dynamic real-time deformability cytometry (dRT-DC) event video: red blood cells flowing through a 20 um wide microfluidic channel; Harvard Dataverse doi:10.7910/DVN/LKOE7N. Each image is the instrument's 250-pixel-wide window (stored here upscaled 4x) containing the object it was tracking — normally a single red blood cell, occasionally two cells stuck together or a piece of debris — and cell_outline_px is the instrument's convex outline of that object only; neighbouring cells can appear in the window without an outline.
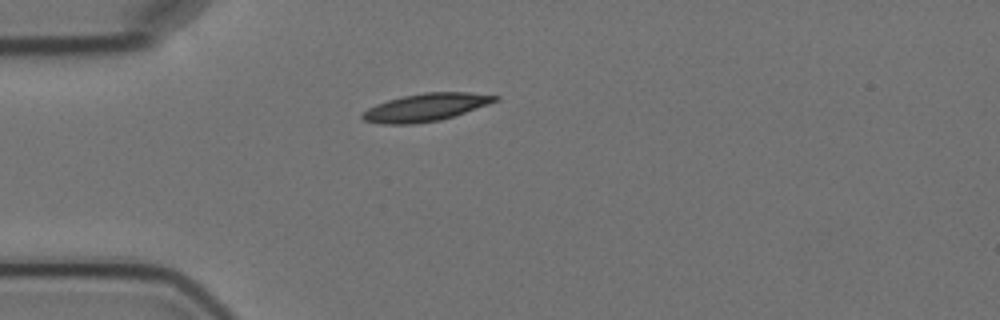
{"species": "Egyptian fruit bat (a non-hibernating species)", "species_latin": "Rousettus aegyptiacus", "temperature_condition": "cold", "stored_images_in_passage": 6, "camera_frame_rate_fps": 3000, "um_per_image_px": 0.085, "animal": {"sex": "female"}, "frame": {"image": 1, "passage_image": 6, "time_ms": 6.0, "image_size_px": [1000, 320], "cell_outline_px": [[500, 100], [440, 120], [412, 124], [380, 124], [364, 120], [360, 116], [368, 108], [376, 104], [388, 100], [404, 96], [424, 92], [468, 92], [500, 96]], "centroid_in_image_um": [36.18, 9.12], "position_along_channel_um": 48.8, "area_um2": 21.21}}